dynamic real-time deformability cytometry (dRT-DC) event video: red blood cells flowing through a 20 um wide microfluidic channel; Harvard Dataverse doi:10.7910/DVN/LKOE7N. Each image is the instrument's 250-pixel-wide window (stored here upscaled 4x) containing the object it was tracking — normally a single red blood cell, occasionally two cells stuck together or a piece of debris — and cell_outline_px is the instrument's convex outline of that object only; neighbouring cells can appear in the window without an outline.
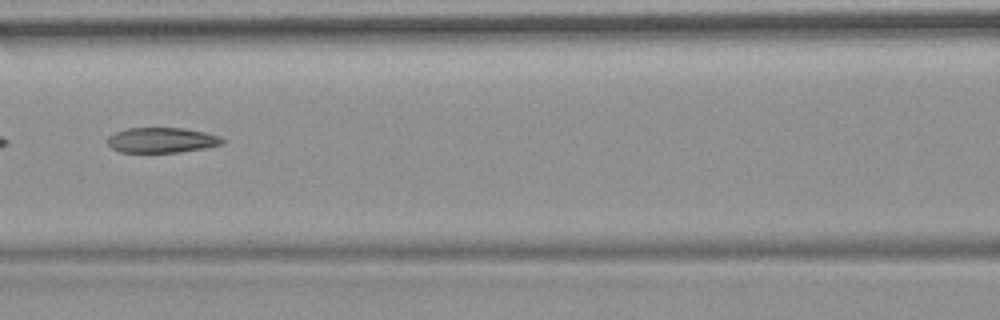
{"species": "common noctule bat (a hibernating species)", "species_latin": "Nyctalus noctula", "temperature_condition": "room temperature", "stored_images_in_passage": 54, "camera_frame_rate_fps": 3000, "um_per_image_px": 0.085, "animal": {"sex": "female", "body_mass_g": 19.9}, "frame": {"image": 1, "passage_image": 24, "time_ms": 7.667, "image_size_px": [1000, 320], "cell_outline_px": [[224, 140], [220, 144], [204, 148], [180, 152], [120, 152], [112, 148], [108, 144], [108, 136], [116, 132], [128, 128], [184, 128], [204, 132], [220, 136]], "centroid_in_image_um": [13.73, 11.91], "position_along_channel_um": 152.9, "area_um2": 16.7}, "authors_computed_cell_mechanics": {"area_um2": 18.496, "velocity_mm_per_s": 3.7243, "shape_relaxation_time_tau1_ms": null, "shape_relaxation_time_tau2_ms": 4.0081, "deformation_change_tau1": null, "deformation_change_tau2": 0.1319}}